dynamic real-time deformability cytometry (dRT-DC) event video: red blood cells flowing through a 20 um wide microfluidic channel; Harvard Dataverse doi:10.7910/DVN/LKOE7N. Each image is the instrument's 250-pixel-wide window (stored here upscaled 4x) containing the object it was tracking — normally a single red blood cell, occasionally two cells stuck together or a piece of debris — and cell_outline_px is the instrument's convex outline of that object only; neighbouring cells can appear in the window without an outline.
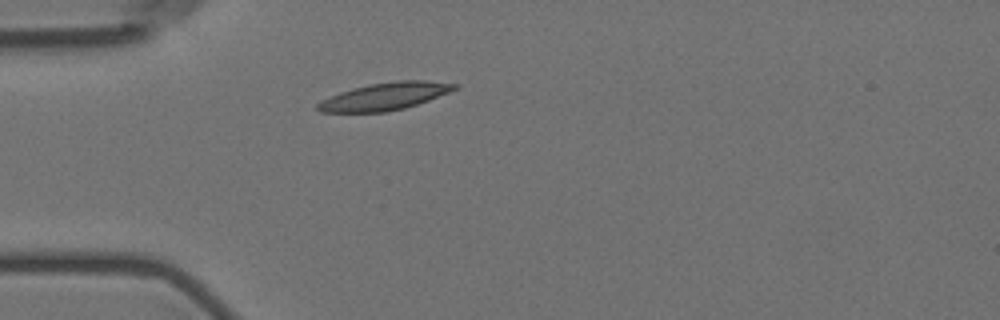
{"species": "Egyptian fruit bat (a non-hibernating species)", "species_latin": "Rousettus aegyptiacus", "temperature_condition": "room temperature", "stored_images_in_passage": 1, "camera_frame_rate_fps": 3000, "um_per_image_px": 0.085, "animal": {"sex": "female"}, "frame": {"image": 1, "passage_image": 1, "time_ms": 0.0, "image_size_px": [1000, 320], "cell_outline_px": [[460, 88], [428, 100], [404, 108], [388, 112], [320, 112], [316, 108], [316, 104], [340, 92], [352, 88], [368, 84], [396, 80], [424, 80], [460, 84]], "centroid_in_image_um": [32.75, 8.18], "position_along_channel_um": 52.2, "area_um2": 21.85}}